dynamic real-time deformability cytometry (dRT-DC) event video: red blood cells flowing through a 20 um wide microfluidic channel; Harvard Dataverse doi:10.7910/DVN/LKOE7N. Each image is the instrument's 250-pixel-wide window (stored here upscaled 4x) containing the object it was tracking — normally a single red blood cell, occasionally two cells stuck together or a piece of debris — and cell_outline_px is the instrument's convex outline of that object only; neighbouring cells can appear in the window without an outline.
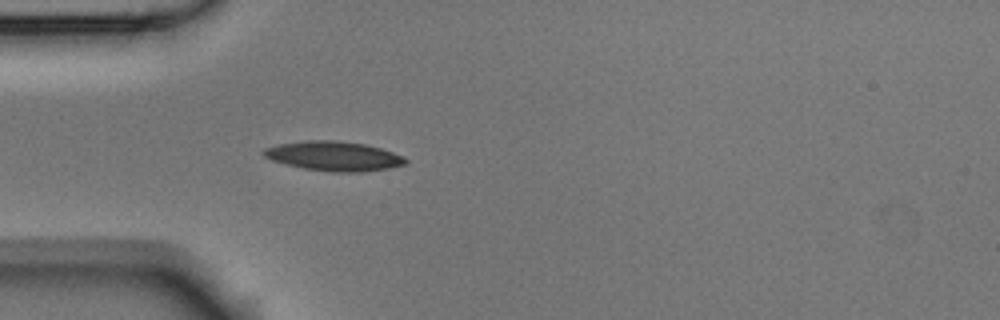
{"species": "Egyptian fruit bat (a non-hibernating species)", "species_latin": "Rousettus aegyptiacus", "temperature_condition": "room temperature", "stored_images_in_passage": 5, "camera_frame_rate_fps": 3000, "um_per_image_px": 0.085, "animal": {"sex": "male"}, "frame": {"image": 1, "passage_image": 5, "time_ms": 1.333, "image_size_px": [1000, 320], "cell_outline_px": [[408, 160], [404, 164], [388, 168], [360, 172], [332, 172], [304, 168], [284, 164], [272, 160], [264, 156], [260, 152], [264, 148], [276, 144], [308, 140], [332, 140], [364, 144], [380, 148], [404, 156]], "centroid_in_image_um": [28.32, 13.26], "position_along_channel_um": 56.7, "area_um2": 24.33}}